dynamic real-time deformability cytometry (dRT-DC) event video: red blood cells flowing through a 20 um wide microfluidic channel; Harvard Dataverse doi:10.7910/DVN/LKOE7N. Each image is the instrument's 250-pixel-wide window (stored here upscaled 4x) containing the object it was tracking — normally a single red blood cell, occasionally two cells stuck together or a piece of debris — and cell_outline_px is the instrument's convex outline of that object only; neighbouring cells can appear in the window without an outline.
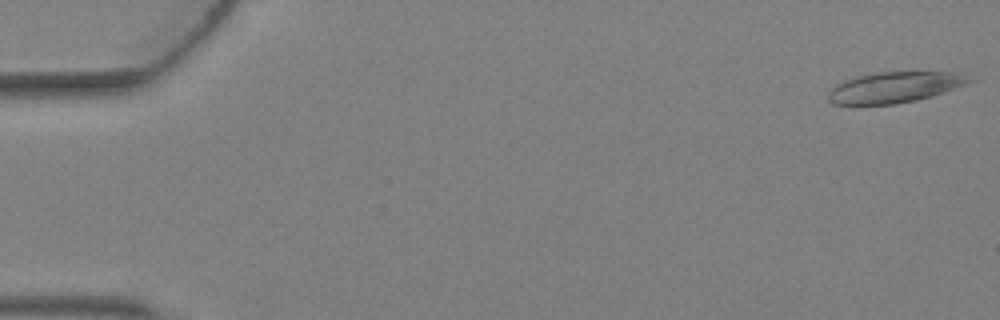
{"species": "Egyptian fruit bat (a non-hibernating species)", "species_latin": "Rousettus aegyptiacus", "temperature_condition": "warm", "stored_images_in_passage": 4, "camera_frame_rate_fps": 3000, "um_per_image_px": 0.085, "animal": {"sex": "female"}, "frame": {"image": 1, "passage_image": 1, "time_ms": 0.0, "image_size_px": [1000, 320], "cell_outline_px": [[980, 76], [976, 80], [968, 84], [932, 96], [916, 100], [896, 104], [856, 108], [832, 104], [828, 100], [828, 92], [832, 84], [840, 80], [872, 72], [952, 72]], "centroid_in_image_um": [75.98, 7.45], "position_along_channel_um": 9.0, "area_um2": 26.99}}
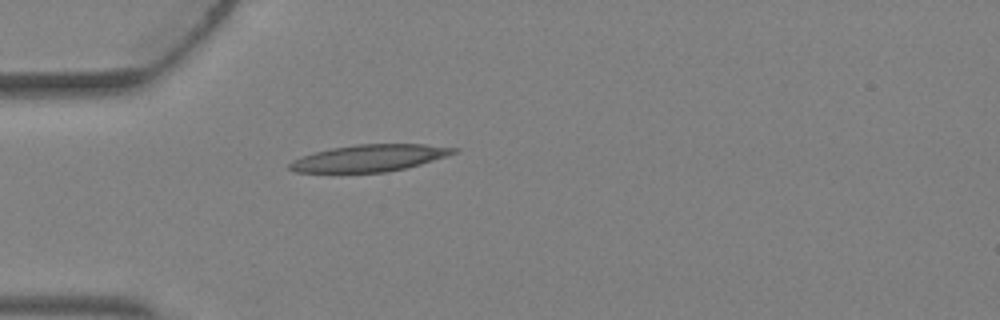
{"frame": {"image": 2, "passage_image": 4, "time_ms": 1.0, "image_size_px": [1000, 320], "cell_outline_px": [[460, 148], [456, 152], [448, 156], [420, 164], [388, 172], [296, 172], [288, 168], [288, 164], [292, 160], [316, 152], [332, 148], [356, 144], [424, 144]], "centroid_in_image_um": [31.43, 13.43], "position_along_channel_um": 53.6, "area_um2": 25.49}}